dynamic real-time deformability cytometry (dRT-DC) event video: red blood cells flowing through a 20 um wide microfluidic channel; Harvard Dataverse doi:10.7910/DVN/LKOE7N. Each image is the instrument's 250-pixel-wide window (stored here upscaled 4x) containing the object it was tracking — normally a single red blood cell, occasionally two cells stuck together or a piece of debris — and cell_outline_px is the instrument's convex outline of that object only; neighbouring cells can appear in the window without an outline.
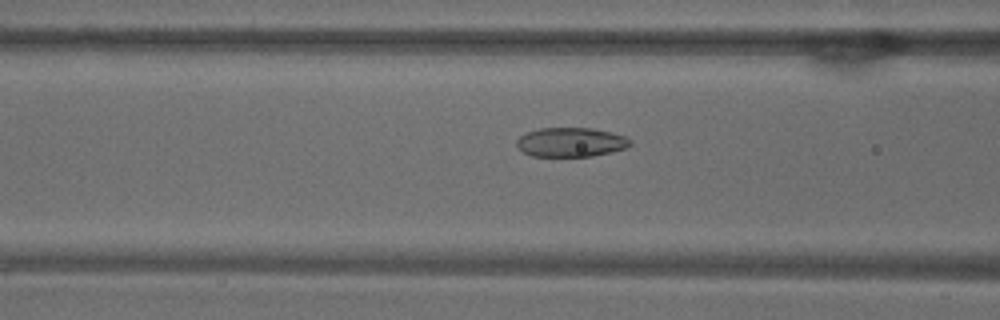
{"species": "common noctule bat (a hibernating species)", "species_latin": "Nyctalus noctula", "temperature_condition": "warm", "stored_images_in_passage": 43, "camera_frame_rate_fps": 3000, "um_per_image_px": 0.085, "animal": {"sex": "male", "body_mass_g": 18.8}, "frame": {"image": 1, "passage_image": 11, "time_ms": 3.333, "image_size_px": [1000, 320], "cell_outline_px": [[632, 144], [624, 148], [612, 152], [592, 156], [532, 156], [524, 152], [516, 144], [516, 140], [524, 132], [540, 128], [592, 128], [612, 132], [624, 136], [632, 140]], "centroid_in_image_um": [48.52, 12.08], "position_along_channel_um": 118.1, "area_um2": 19.42}}
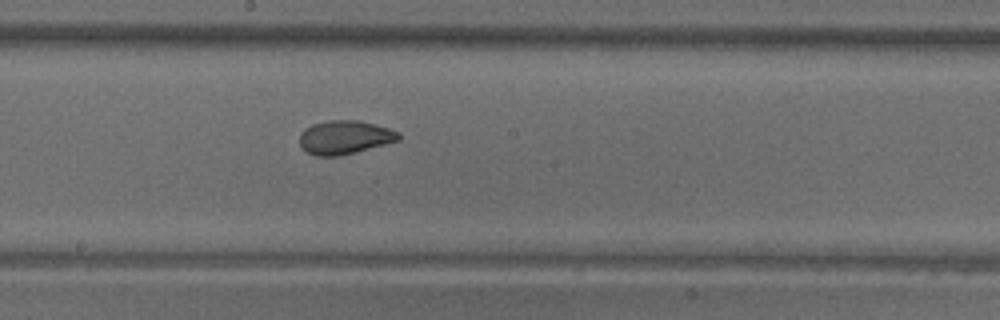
{"frame": {"image": 2, "passage_image": 19, "time_ms": 6.0, "image_size_px": [1000, 320], "cell_outline_px": [[400, 140], [356, 152], [336, 156], [316, 156], [308, 152], [300, 144], [300, 132], [304, 128], [312, 124], [328, 120], [360, 120], [388, 128], [400, 132]], "centroid_in_image_um": [29.3, 11.66], "position_along_channel_um": 218.9, "area_um2": 19.42}}
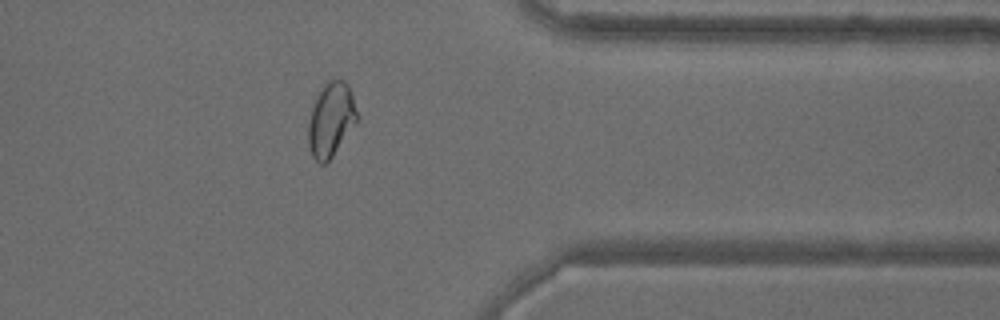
{"frame": {"image": 3, "passage_image": 33, "time_ms": 10.667, "image_size_px": [1000, 320], "cell_outline_px": [[360, 116], [332, 156], [324, 164], [320, 164], [312, 156], [308, 144], [308, 124], [312, 108], [320, 88], [324, 80], [344, 80], [348, 84]], "centroid_in_image_um": [28.13, 10.13], "position_along_channel_um": 383.3, "area_um2": 21.04}, "authors_computed_cell_mechanics": {"area_um2": 20.9236, "velocity_mm_per_s": 3.774, "shape_relaxation_time_tau1_ms": 10.7392, "shape_relaxation_time_tau2_ms": 1.1555, "deformation_change_tau1": 0.2286, "deformation_change_tau2": 0.0571}}